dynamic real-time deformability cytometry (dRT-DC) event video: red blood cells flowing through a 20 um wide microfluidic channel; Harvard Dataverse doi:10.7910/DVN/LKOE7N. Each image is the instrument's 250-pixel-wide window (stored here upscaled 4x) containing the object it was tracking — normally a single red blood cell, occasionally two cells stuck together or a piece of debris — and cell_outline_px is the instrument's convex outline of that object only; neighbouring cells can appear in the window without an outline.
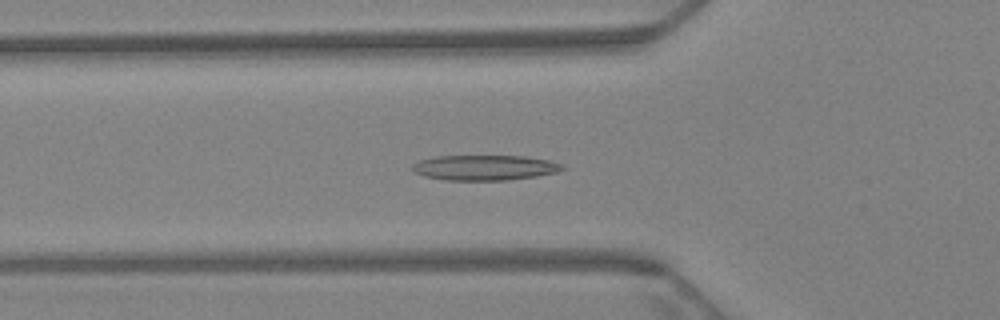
{"species": "Egyptian fruit bat (a non-hibernating species)", "species_latin": "Rousettus aegyptiacus", "temperature_condition": "warm", "stored_images_in_passage": 63, "camera_frame_rate_fps": 3000, "um_per_image_px": 0.085, "animal": {"sex": "female"}, "frame": {"image": 1, "passage_image": 21, "time_ms": 6.667, "image_size_px": [1000, 320], "cell_outline_px": [[568, 168], [556, 172], [536, 176], [508, 180], [448, 180], [424, 176], [412, 172], [412, 164], [420, 160], [436, 156], [524, 156], [548, 160], [564, 164]], "centroid_in_image_um": [41.21, 14.25], "position_along_channel_um": 84.6, "area_um2": 22.14}}
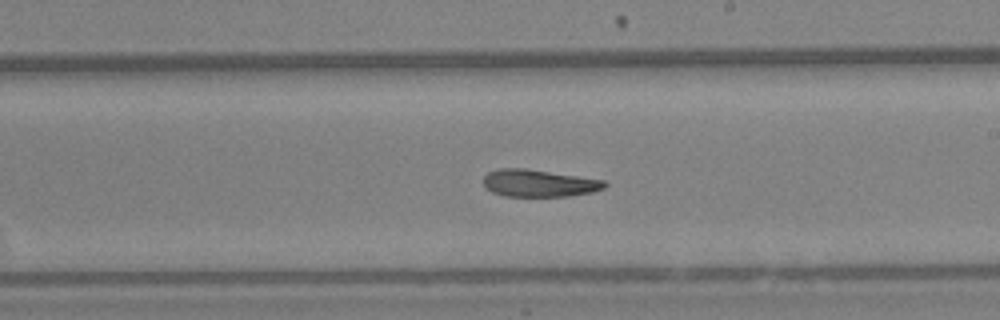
{"frame": {"image": 2, "passage_image": 36, "time_ms": 11.667, "image_size_px": [1000, 320], "cell_outline_px": [[608, 184], [604, 188], [592, 192], [568, 196], [504, 196], [492, 192], [484, 184], [484, 176], [488, 172], [500, 168], [524, 168], [604, 180]], "centroid_in_image_um": [45.81, 15.57], "position_along_channel_um": 243.2, "area_um2": 19.07}}
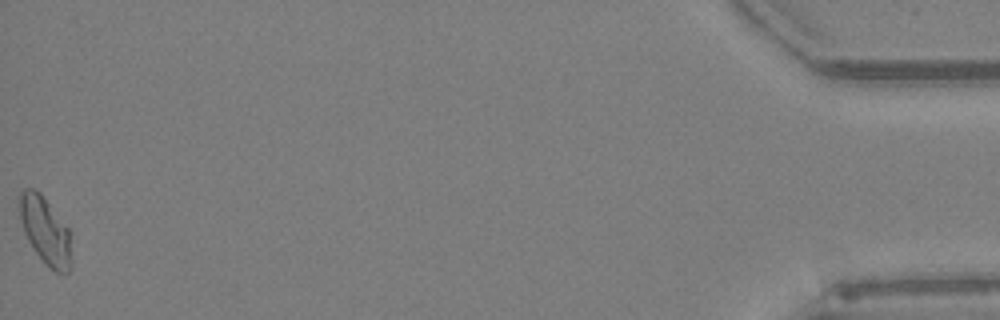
{"frame": {"image": 3, "passage_image": 63, "time_ms": 20.667, "image_size_px": [1000, 320], "cell_outline_px": [[72, 268], [68, 272], [56, 272], [48, 268], [36, 252], [28, 240], [24, 232], [20, 216], [16, 196], [24, 188], [32, 188], [40, 192], [68, 228], [72, 260]], "centroid_in_image_um": [3.83, 19.59], "position_along_channel_um": 431.4, "area_um2": 20.52}, "authors_computed_cell_mechanics": {"area_um2": 20.23, "velocity_mm_per_s": 3.186, "shape_relaxation_time_tau1_ms": null, "shape_relaxation_time_tau2_ms": 8.0912, "deformation_change_tau1": null, "deformation_change_tau2": 0.1443}}